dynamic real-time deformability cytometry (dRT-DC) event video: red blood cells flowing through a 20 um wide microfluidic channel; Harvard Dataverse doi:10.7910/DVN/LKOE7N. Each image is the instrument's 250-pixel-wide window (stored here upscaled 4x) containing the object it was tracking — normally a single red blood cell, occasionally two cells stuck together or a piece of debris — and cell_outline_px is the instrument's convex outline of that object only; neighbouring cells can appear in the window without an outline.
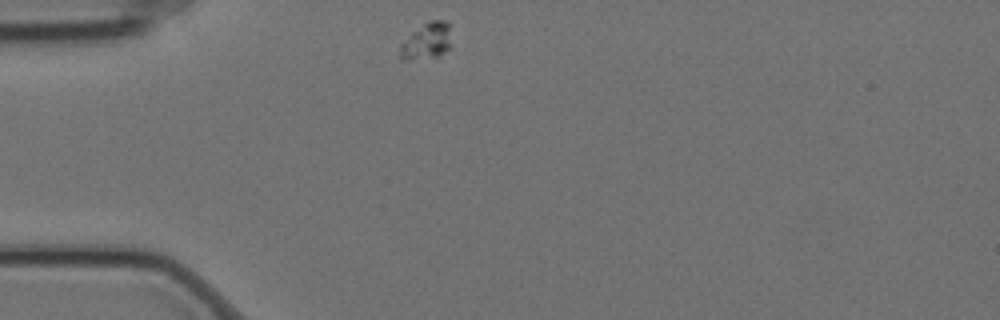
{"species": "Egyptian fruit bat (a non-hibernating species)", "species_latin": "Rousettus aegyptiacus", "temperature_condition": "cold", "stored_images_in_passage": 3, "camera_frame_rate_fps": 3000, "um_per_image_px": 0.085, "animal": {"sex": "female"}, "frame": {"image": 1, "passage_image": 1, "time_ms": 0.0, "image_size_px": [1000, 320], "cell_outline_px": [[452, 48], [436, 56], [408, 60], [400, 60], [400, 44], [412, 32], [428, 20], [444, 20], [452, 24]], "centroid_in_image_um": [36.34, 3.46], "position_along_channel_um": 48.7, "area_um2": 11.33}}
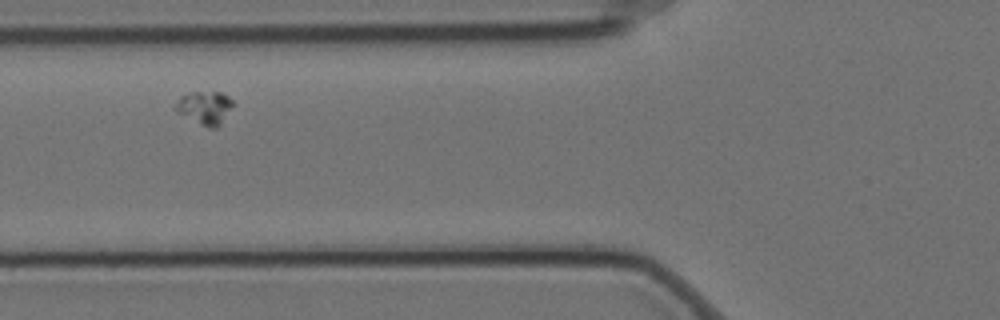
{"frame": {"image": 2, "passage_image": 3, "time_ms": 0.667, "image_size_px": [1000, 320], "cell_outline_px": [[236, 104], [220, 124], [216, 128], [208, 128], [200, 124], [172, 108], [180, 96], [196, 92], [220, 92], [228, 96]], "centroid_in_image_um": [17.45, 9.15], "position_along_channel_um": 108.4, "area_um2": 11.04}}